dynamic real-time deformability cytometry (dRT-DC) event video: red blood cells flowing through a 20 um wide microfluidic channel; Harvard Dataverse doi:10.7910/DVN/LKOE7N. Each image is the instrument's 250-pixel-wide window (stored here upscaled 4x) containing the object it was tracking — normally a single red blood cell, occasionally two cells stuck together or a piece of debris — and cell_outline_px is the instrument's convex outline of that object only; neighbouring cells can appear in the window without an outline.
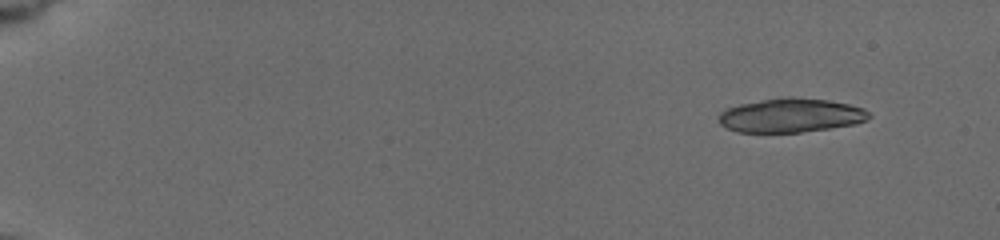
{"species": "common noctule bat (a hibernating species)", "species_latin": "Nyctalus noctula", "temperature_condition": "cold", "stored_images_in_passage": 24, "camera_frame_rate_fps": 3000, "um_per_image_px": 0.085, "animal": {"sex": "female", "body_mass_g": 19.5, "forearm_length_mm": 54.1}, "frame": {"image": 1, "passage_image": 1, "time_ms": 0.0, "image_size_px": [1000, 240], "cell_outline_px": [[872, 116], [856, 124], [800, 132], [736, 132], [720, 124], [720, 112], [728, 108], [740, 104], [764, 100], [828, 100], [848, 104], [864, 108], [872, 112]], "centroid_in_image_um": [67.26, 9.85], "position_along_channel_um": 17.7, "area_um2": 28.67}}